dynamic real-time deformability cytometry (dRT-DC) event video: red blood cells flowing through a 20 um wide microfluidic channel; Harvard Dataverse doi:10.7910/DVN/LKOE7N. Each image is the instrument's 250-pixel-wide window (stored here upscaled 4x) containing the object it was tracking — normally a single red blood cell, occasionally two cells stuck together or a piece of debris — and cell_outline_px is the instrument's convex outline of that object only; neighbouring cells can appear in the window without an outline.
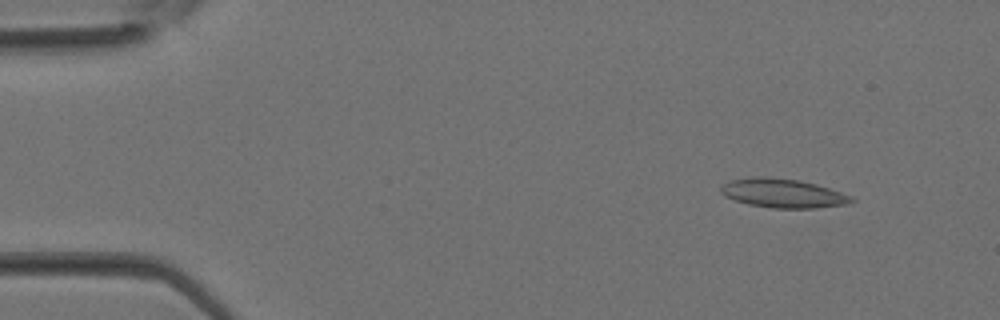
{"species": "Egyptian fruit bat (a non-hibernating species)", "species_latin": "Rousettus aegyptiacus", "temperature_condition": "room temperature", "stored_images_in_passage": 36, "camera_frame_rate_fps": 3000, "um_per_image_px": 0.085, "animal": {"sex": "female"}, "frame": {"image": 1, "passage_image": 3, "time_ms": 0.667, "image_size_px": [1000, 320], "cell_outline_px": [[856, 200], [844, 204], [812, 208], [772, 208], [748, 204], [724, 196], [720, 192], [720, 184], [728, 180], [752, 176], [764, 176], [800, 180], [816, 184], [852, 196]], "centroid_in_image_um": [66.47, 16.4], "position_along_channel_um": 18.5, "area_um2": 22.14}}
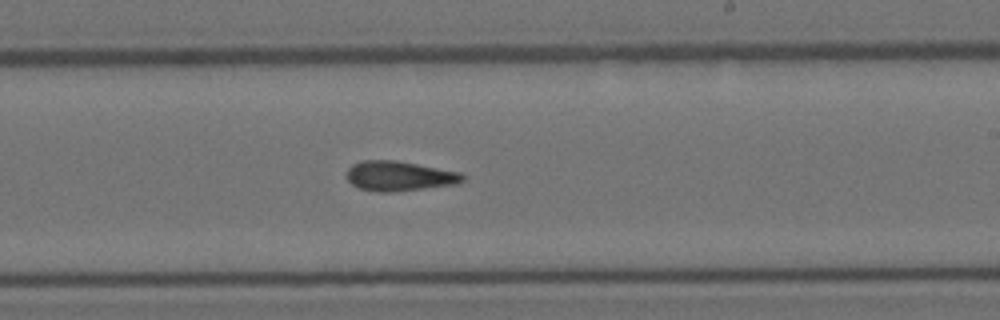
{"frame": {"image": 2, "passage_image": 21, "time_ms": 6.667, "image_size_px": [1000, 320], "cell_outline_px": [[464, 180], [460, 184], [392, 192], [376, 192], [360, 188], [352, 184], [344, 176], [348, 168], [352, 164], [364, 160], [396, 160], [460, 172], [464, 176]], "centroid_in_image_um": [33.93, 14.96], "position_along_channel_um": 255.1, "area_um2": 20.35}}
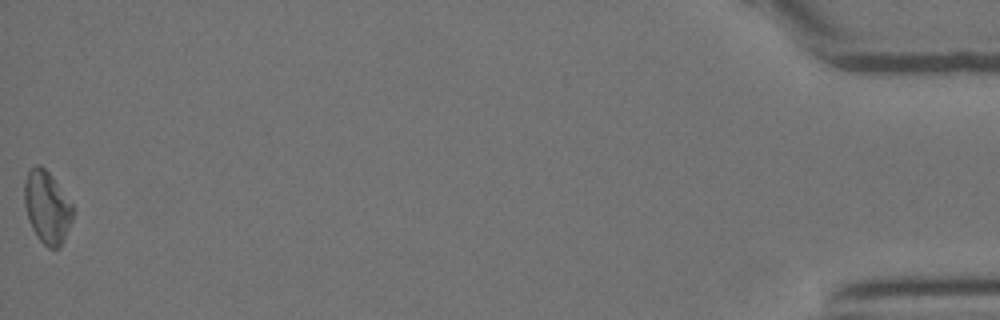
{"frame": {"image": 3, "passage_image": 36, "time_ms": 11.667, "image_size_px": [1000, 320], "cell_outline_px": [[76, 208], [72, 220], [60, 248], [48, 248], [36, 236], [28, 220], [24, 204], [24, 180], [28, 168], [36, 164], [40, 164], [52, 176]], "centroid_in_image_um": [4.0, 17.59], "position_along_channel_um": 431.2, "area_um2": 20.87}}